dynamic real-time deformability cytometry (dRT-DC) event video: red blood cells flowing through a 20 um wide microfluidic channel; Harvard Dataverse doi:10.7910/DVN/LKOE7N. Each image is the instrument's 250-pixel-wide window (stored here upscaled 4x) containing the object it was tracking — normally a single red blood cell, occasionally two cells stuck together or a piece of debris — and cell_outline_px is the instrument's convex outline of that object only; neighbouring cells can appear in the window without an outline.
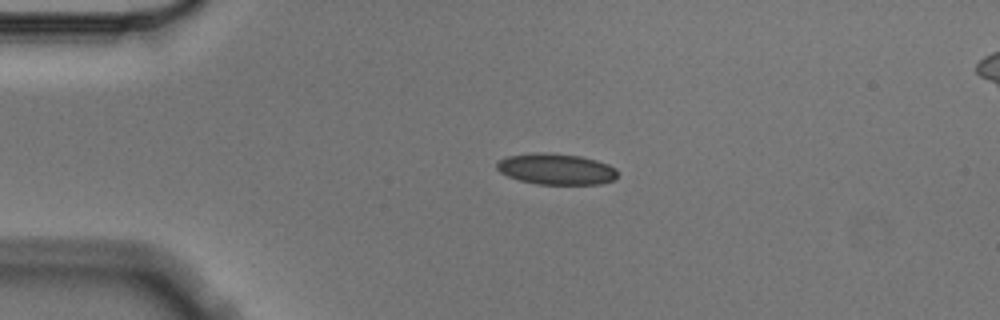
{"species": "Egyptian fruit bat (a non-hibernating species)", "species_latin": "Rousettus aegyptiacus", "temperature_condition": "cold", "stored_images_in_passage": 5, "camera_frame_rate_fps": 3000, "um_per_image_px": 0.085, "animal": {"sex": "male"}, "frame": {"image": 1, "passage_image": 3, "time_ms": 0.667, "image_size_px": [1000, 320], "cell_outline_px": [[616, 180], [600, 184], [536, 184], [520, 180], [508, 176], [500, 172], [496, 168], [496, 164], [500, 160], [508, 156], [536, 152], [544, 152], [580, 156], [596, 160], [608, 164], [616, 168]], "centroid_in_image_um": [47.28, 14.37], "position_along_channel_um": 37.7, "area_um2": 21.85}}